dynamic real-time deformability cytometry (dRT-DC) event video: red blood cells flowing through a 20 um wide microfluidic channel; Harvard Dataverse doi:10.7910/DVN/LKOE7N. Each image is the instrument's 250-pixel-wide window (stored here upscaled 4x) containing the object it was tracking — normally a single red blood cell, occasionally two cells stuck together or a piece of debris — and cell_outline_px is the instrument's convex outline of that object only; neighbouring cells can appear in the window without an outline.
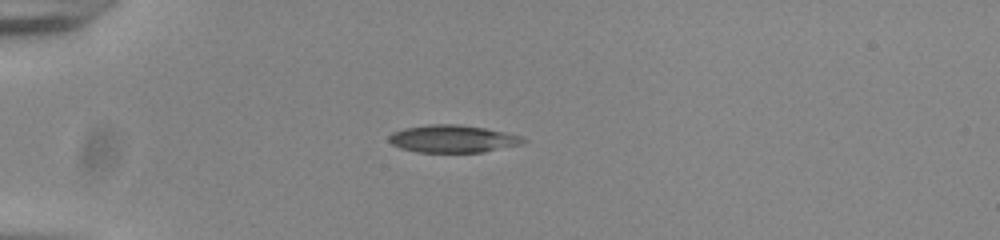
{"species": "common noctule bat (a hibernating species)", "species_latin": "Nyctalus noctula", "temperature_condition": "room temperature", "stored_images_in_passage": 40, "camera_frame_rate_fps": 3000, "um_per_image_px": 0.085, "animal": {"sex": "male", "body_mass_g": 20.0, "forearm_length_mm": 53.3}, "frame": {"image": 1, "passage_image": 1, "time_ms": 0.0, "image_size_px": [1000, 240], "cell_outline_px": [[528, 140], [520, 144], [484, 152], [420, 152], [400, 148], [392, 144], [388, 140], [388, 136], [392, 132], [404, 128], [428, 124], [456, 124], [484, 128], [504, 132], [520, 136]], "centroid_in_image_um": [38.44, 11.79], "position_along_channel_um": 46.6, "area_um2": 21.39}}
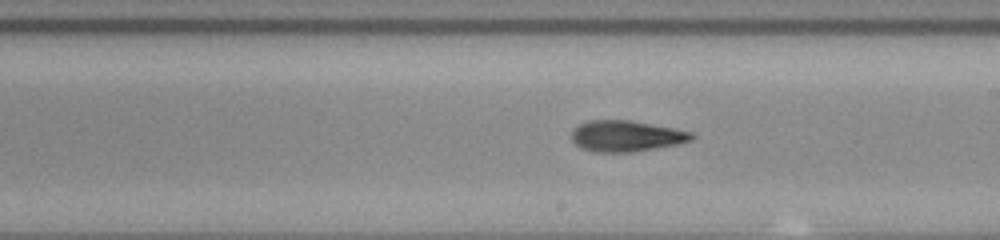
{"frame": {"image": 2, "passage_image": 18, "time_ms": 5.667, "image_size_px": [1000, 240], "cell_outline_px": [[696, 136], [692, 140], [676, 144], [632, 152], [596, 152], [580, 148], [572, 140], [572, 128], [588, 120], [632, 120], [692, 132]], "centroid_in_image_um": [53.2, 11.56], "position_along_channel_um": 235.8, "area_um2": 21.68}}
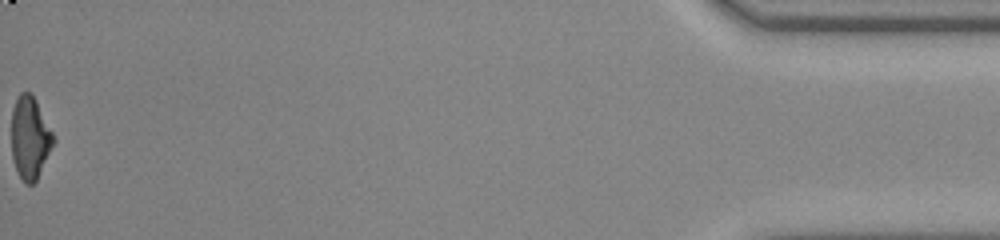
{"frame": {"image": 3, "passage_image": 40, "time_ms": 13.0, "image_size_px": [1000, 240], "cell_outline_px": [[56, 140], [36, 180], [32, 184], [24, 184], [16, 172], [12, 156], [12, 108], [20, 92], [32, 92]], "centroid_in_image_um": [2.54, 11.72], "position_along_channel_um": 432.7, "area_um2": 20.17}, "authors_computed_cell_mechanics": {"area_um2": 21.6461, "velocity_mm_per_s": 3.8863, "shape_relaxation_time_tau1_ms": 8.2729, "shape_relaxation_time_tau2_ms": 3.2939, "deformation_change_tau1": 0.2388, "deformation_change_tau2": 0.1276}}